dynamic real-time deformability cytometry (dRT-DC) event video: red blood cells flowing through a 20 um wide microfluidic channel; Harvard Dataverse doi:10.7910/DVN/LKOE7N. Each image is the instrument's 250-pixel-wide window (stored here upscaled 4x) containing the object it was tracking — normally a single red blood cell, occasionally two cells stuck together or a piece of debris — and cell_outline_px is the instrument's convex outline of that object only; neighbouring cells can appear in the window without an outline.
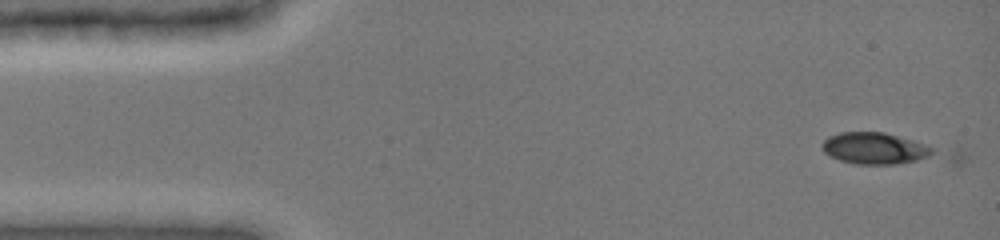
{"species": "common noctule bat (a hibernating species)", "species_latin": "Nyctalus noctula", "temperature_condition": "cold", "stored_images_in_passage": 2, "camera_frame_rate_fps": 3000, "um_per_image_px": 0.085, "animal": {"sex": "female", "body_mass_g": 19.0, "forearm_length_mm": 51.5}, "frame": {"image": 1, "passage_image": 1, "time_ms": 0.0, "image_size_px": [1000, 240], "cell_outline_px": [[972, 156], [968, 160], [960, 164], [860, 164], [840, 160], [824, 152], [820, 148], [820, 144], [828, 136], [840, 132], [884, 132], [960, 148]], "centroid_in_image_um": [75.64, 12.72], "position_along_channel_um": 9.4, "area_um2": 26.47}}